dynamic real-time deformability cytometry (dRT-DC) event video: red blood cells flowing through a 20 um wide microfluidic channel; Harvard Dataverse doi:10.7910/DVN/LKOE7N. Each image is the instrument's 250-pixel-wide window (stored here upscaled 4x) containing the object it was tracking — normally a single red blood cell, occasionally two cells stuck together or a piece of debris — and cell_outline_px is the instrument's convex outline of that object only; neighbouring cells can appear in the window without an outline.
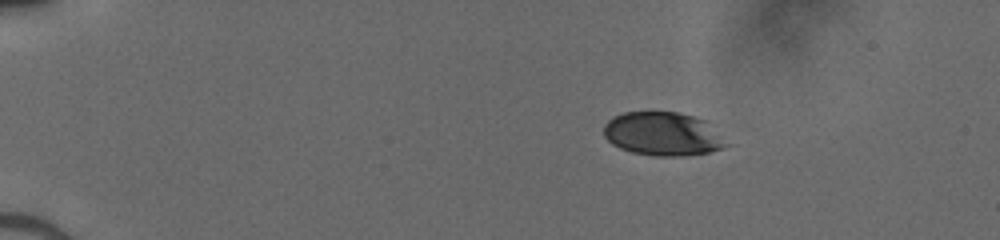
{"species": "human", "species_latin": "Homo sapiens", "temperature_condition": "cold", "stored_images_in_passage": 43, "camera_frame_rate_fps": 3000, "um_per_image_px": 0.085, "donor": {"sex": "male"}, "frame": {"image": 1, "passage_image": 1, "time_ms": 0.0, "image_size_px": [1000, 240], "cell_outline_px": [[732, 144], [724, 148], [708, 152], [684, 156], [652, 156], [632, 152], [620, 148], [612, 144], [604, 136], [604, 124], [612, 116], [624, 112], [676, 112], [708, 120]], "centroid_in_image_um": [56.4, 11.39], "position_along_channel_um": 28.6, "area_um2": 31.73}}
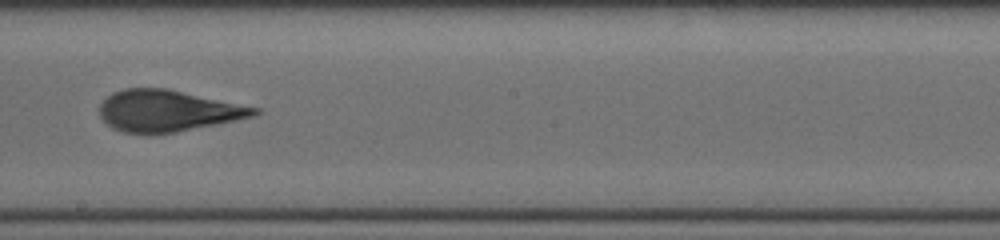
{"frame": {"image": 2, "passage_image": 23, "time_ms": 7.333, "image_size_px": [1000, 240], "cell_outline_px": [[260, 112], [256, 116], [176, 132], [124, 132], [112, 128], [100, 116], [100, 104], [112, 92], [124, 88], [168, 88], [260, 108]], "centroid_in_image_um": [14.28, 9.39], "position_along_channel_um": 233.9, "area_um2": 36.99}}
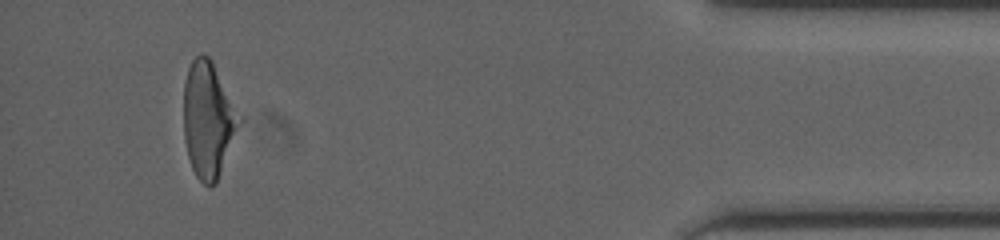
{"frame": {"image": 3, "passage_image": 40, "time_ms": 13.0, "image_size_px": [1000, 240], "cell_outline_px": [[244, 120], [216, 184], [208, 188], [196, 176], [192, 168], [188, 156], [184, 140], [184, 84], [188, 68], [192, 60], [200, 52], [208, 56], [212, 60], [244, 116]], "centroid_in_image_um": [17.76, 10.17], "position_along_channel_um": 417.4, "area_um2": 38.78}}